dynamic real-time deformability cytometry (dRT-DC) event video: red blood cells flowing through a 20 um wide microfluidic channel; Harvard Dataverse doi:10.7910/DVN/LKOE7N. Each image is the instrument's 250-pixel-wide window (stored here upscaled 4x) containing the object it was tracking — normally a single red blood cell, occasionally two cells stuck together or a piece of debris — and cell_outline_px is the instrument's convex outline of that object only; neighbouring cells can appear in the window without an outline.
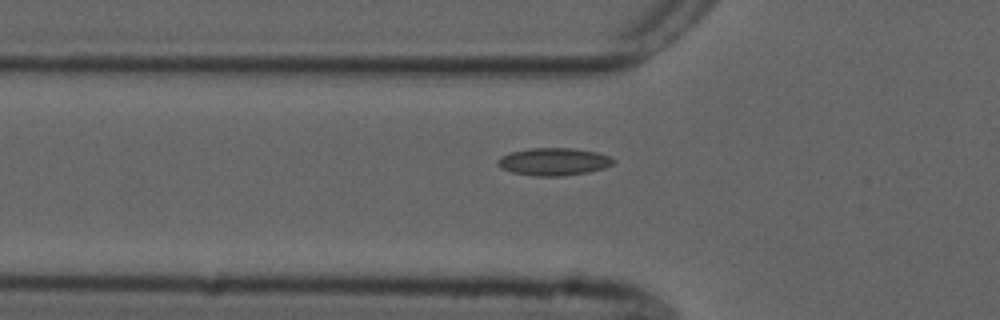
{"species": "common noctule bat (a hibernating species)", "species_latin": "Nyctalus noctula", "temperature_condition": "cold", "stored_images_in_passage": 37, "camera_frame_rate_fps": 3000, "um_per_image_px": 0.085, "animal": {"sex": "male", "forearm_length_mm": 52.5}, "frame": {"image": 1, "passage_image": 5, "time_ms": 1.333, "image_size_px": [1000, 320], "cell_outline_px": [[616, 160], [612, 164], [604, 168], [588, 172], [564, 176], [536, 176], [512, 172], [500, 168], [496, 164], [496, 160], [500, 156], [512, 152], [532, 148], [572, 148], [596, 152], [608, 156]], "centroid_in_image_um": [47.04, 13.75], "position_along_channel_um": 78.8, "area_um2": 18.55}}
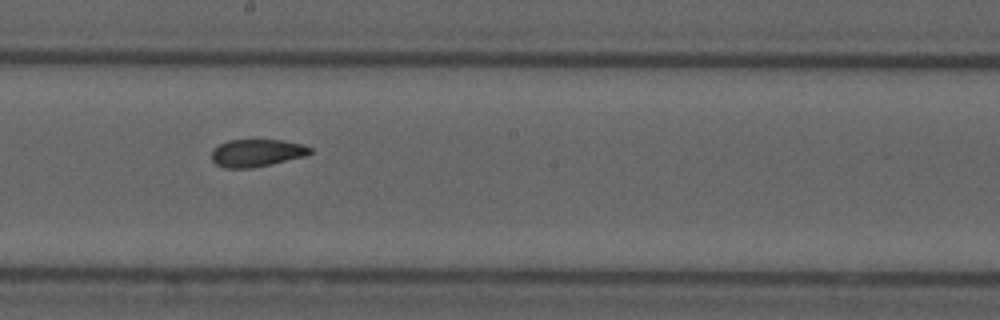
{"frame": {"image": 2, "passage_image": 17, "time_ms": 5.333, "image_size_px": [1000, 320], "cell_outline_px": [[312, 152], [304, 156], [252, 168], [224, 168], [216, 164], [212, 160], [212, 152], [220, 144], [228, 140], [284, 140], [304, 144], [312, 148]], "centroid_in_image_um": [21.84, 12.99], "position_along_channel_um": 226.4, "area_um2": 15.66}}
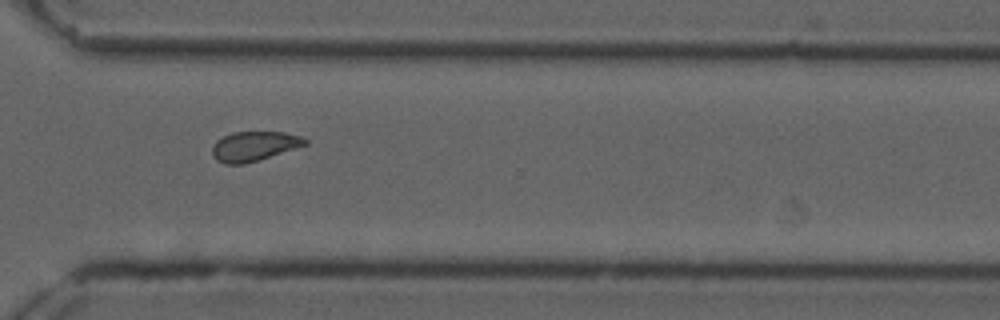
{"frame": {"image": 3, "passage_image": 27, "time_ms": 8.667, "image_size_px": [1000, 320], "cell_outline_px": [[308, 144], [296, 148], [244, 164], [224, 164], [216, 160], [212, 156], [212, 144], [216, 140], [232, 132], [284, 132], [300, 136], [308, 140]], "centroid_in_image_um": [21.56, 12.42], "position_along_channel_um": 349.0, "area_um2": 16.01}, "authors_computed_cell_mechanics": {"area_um2": 16.5886, "velocity_mm_per_s": 3.6776, "shape_relaxation_time_tau1_ms": null, "shape_relaxation_time_tau2_ms": 2.664, "deformation_change_tau1": null, "deformation_change_tau2": 0.0853}}